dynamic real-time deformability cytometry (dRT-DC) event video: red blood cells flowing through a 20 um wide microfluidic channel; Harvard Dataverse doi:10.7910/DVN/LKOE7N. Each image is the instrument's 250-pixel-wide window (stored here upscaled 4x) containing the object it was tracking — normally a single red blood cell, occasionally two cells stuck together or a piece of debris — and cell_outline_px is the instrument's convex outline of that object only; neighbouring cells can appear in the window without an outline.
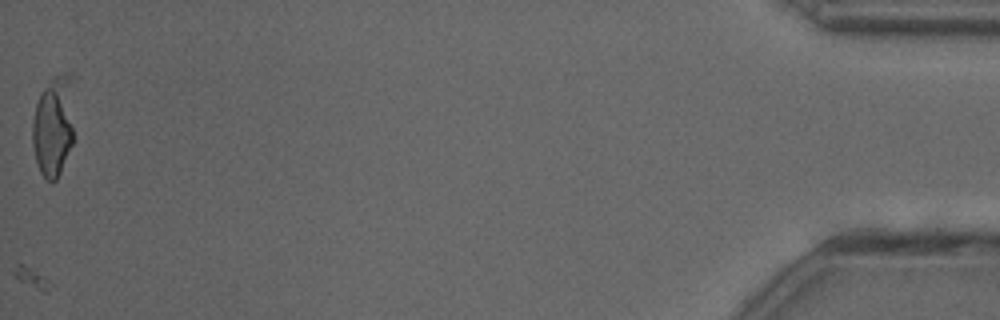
{"species": "common noctule bat (a hibernating species)", "species_latin": "Nyctalus noctula", "temperature_condition": "cold", "stored_images_in_passage": 42, "camera_frame_rate_fps": 3000, "um_per_image_px": 0.085, "animal": {"sex": "female"}, "frame": {"image": 1, "passage_image": 42, "time_ms": 13.667, "image_size_px": [1000, 320], "cell_outline_px": [[72, 144], [60, 172], [56, 180], [52, 184], [40, 172], [36, 160], [32, 144], [32, 124], [36, 104], [40, 92], [52, 76], [64, 72], [72, 76]], "centroid_in_image_um": [4.53, 10.69], "position_along_channel_um": 430.7, "area_um2": 24.57}}